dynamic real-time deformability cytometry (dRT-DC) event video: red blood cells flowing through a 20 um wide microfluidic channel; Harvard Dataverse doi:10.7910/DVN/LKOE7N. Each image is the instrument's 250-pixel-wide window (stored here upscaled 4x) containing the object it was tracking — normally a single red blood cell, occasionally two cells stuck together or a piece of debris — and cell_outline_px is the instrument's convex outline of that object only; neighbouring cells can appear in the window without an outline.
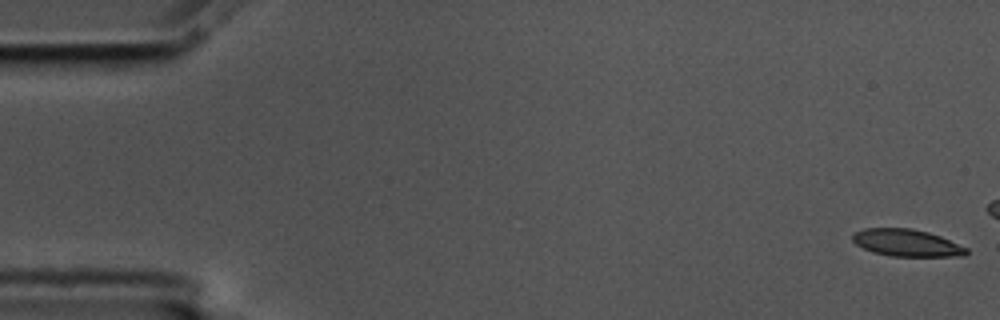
{"species": "common noctule bat (a hibernating species)", "species_latin": "Nyctalus noctula", "temperature_condition": "cold", "stored_images_in_passage": 16, "camera_frame_rate_fps": 3000, "um_per_image_px": 0.085, "animal": {"sex": "male", "body_mass_g": 17.5, "forearm_length_mm": 52.3}, "frame": {"image": 1, "passage_image": 1, "time_ms": 0.0, "image_size_px": [1000, 320], "cell_outline_px": [[968, 252], [964, 256], [892, 256], [872, 252], [856, 244], [852, 240], [852, 236], [856, 232], [864, 228], [912, 228], [928, 232], [940, 236], [968, 248]], "centroid_in_image_um": [77.07, 20.64], "position_along_channel_um": 7.9, "area_um2": 17.92}}